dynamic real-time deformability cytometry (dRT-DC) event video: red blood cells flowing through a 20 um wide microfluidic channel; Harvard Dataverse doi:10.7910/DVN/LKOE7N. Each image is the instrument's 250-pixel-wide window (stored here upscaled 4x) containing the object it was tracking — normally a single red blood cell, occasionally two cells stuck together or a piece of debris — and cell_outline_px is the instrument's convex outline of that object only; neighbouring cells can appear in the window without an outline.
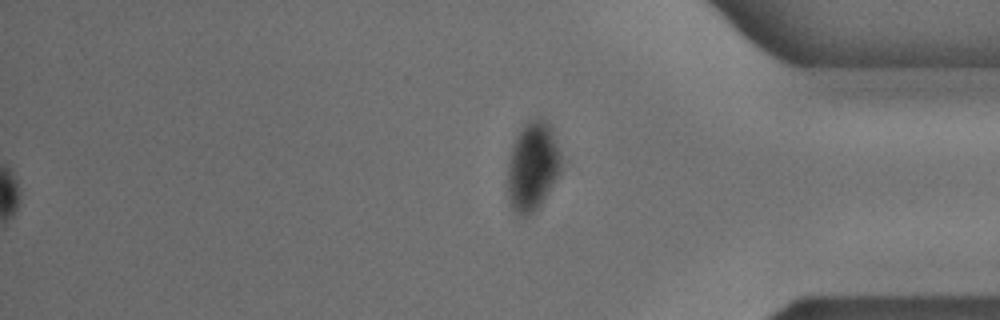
{"species": "common noctule bat (a hibernating species)", "species_latin": "Nyctalus noctula", "temperature_condition": "cold", "stored_images_in_passage": 45, "segment_of_instrument_passage": [2, 2], "camera_frame_rate_fps": 3000, "um_per_image_px": 0.085, "animal": {"sex": "male", "body_mass_g": 18.8}, "frame": {"image": 1, "passage_image": 45, "time_ms": 14.667, "image_size_px": [1000, 320], "cell_outline_px": [[564, 160], [560, 172], [540, 208], [528, 216], [516, 216], [508, 204], [508, 160], [512, 144], [516, 136], [524, 124], [528, 120], [544, 120], [552, 128]], "centroid_in_image_um": [45.28, 14.2], "position_along_channel_um": 389.9, "area_um2": 28.5}}